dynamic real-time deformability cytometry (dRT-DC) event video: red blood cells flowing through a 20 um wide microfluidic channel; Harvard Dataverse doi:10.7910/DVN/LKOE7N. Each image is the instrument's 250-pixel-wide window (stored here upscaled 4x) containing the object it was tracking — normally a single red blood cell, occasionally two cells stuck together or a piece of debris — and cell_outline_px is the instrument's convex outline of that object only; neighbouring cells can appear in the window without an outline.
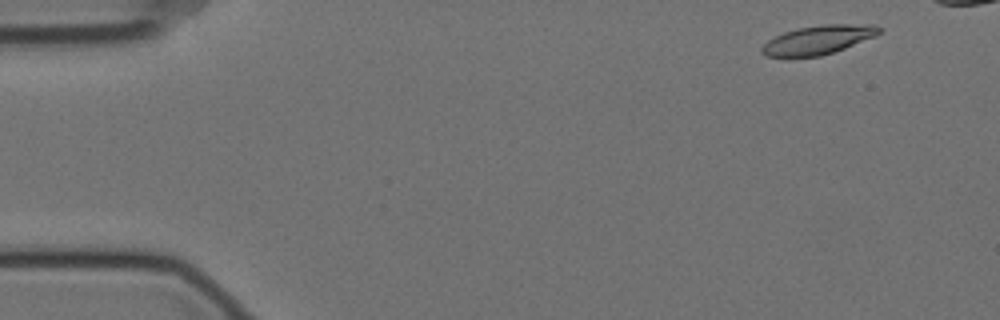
{"species": "Egyptian fruit bat (a non-hibernating species)", "species_latin": "Rousettus aegyptiacus", "temperature_condition": "cold", "stored_images_in_passage": 50, "camera_frame_rate_fps": 3000, "um_per_image_px": 0.085, "animal": {"sex": "female"}, "frame": {"image": 1, "passage_image": 3, "time_ms": 0.667, "image_size_px": [1000, 320], "cell_outline_px": [[880, 32], [876, 36], [844, 48], [820, 56], [768, 56], [760, 52], [760, 48], [768, 40], [784, 32], [800, 28], [824, 24], [876, 24], [880, 28]], "centroid_in_image_um": [69.57, 3.37], "position_along_channel_um": 15.4, "area_um2": 19.42}}
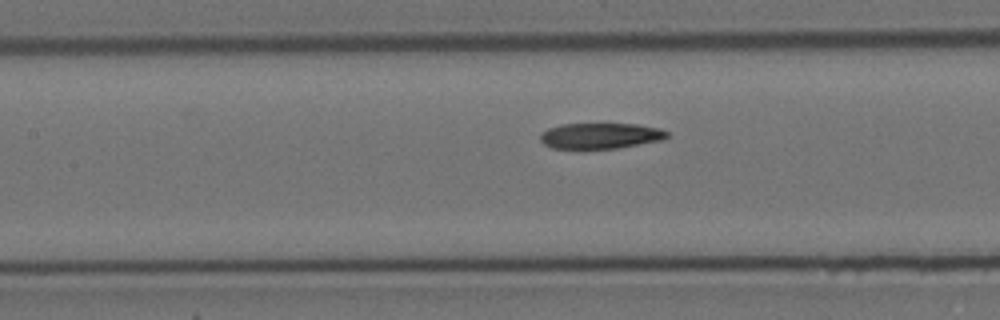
{"frame": {"image": 2, "passage_image": 24, "time_ms": 7.667, "image_size_px": [1000, 320], "cell_outline_px": [[668, 136], [660, 140], [616, 148], [552, 148], [544, 144], [540, 140], [540, 132], [548, 128], [560, 124], [636, 124], [660, 128], [668, 132]], "centroid_in_image_um": [50.99, 11.53], "position_along_channel_um": 156.4, "area_um2": 18.84}}
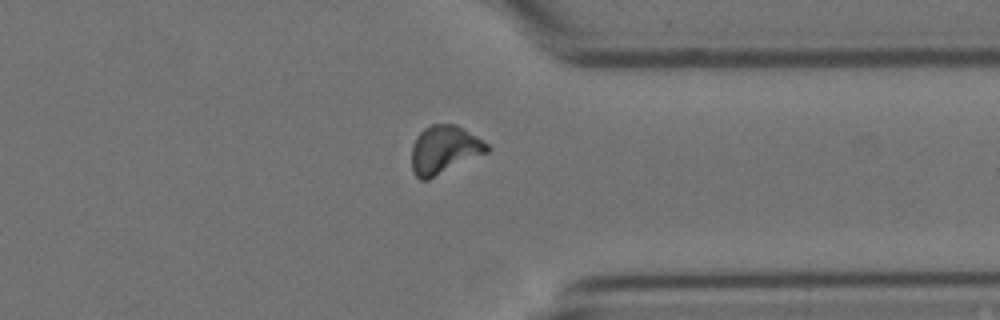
{"frame": {"image": 3, "passage_image": 43, "time_ms": 14.0, "image_size_px": [1000, 320], "cell_outline_px": [[492, 148], [488, 152], [428, 180], [420, 180], [412, 172], [412, 144], [416, 136], [424, 128], [432, 124], [456, 124], [476, 136], [488, 144]], "centroid_in_image_um": [37.75, 12.73], "position_along_channel_um": 373.6, "area_um2": 21.27}, "authors_computed_cell_mechanics": {"area_um2": 20.23, "velocity_mm_per_s": 3.499, "shape_relaxation_time_tau1_ms": 6.7064, "shape_relaxation_time_tau2_ms": 5.2455, "deformation_change_tau1": 0.1842, "deformation_change_tau2": 0.0984}}